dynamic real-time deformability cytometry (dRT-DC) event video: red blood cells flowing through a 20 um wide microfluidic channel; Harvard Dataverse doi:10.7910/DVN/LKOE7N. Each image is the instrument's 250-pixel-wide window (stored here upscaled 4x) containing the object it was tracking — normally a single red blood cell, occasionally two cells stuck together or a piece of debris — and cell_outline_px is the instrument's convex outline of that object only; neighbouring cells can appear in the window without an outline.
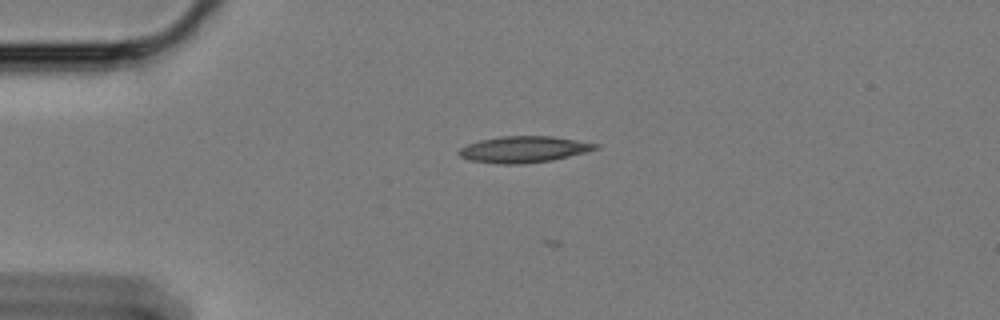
{"species": "Egyptian fruit bat (a non-hibernating species)", "species_latin": "Rousettus aegyptiacus", "temperature_condition": "cold", "stored_images_in_passage": 14, "camera_frame_rate_fps": 3000, "um_per_image_px": 0.085, "animal": {"sex": "female"}, "frame": {"image": 1, "passage_image": 7, "time_ms": 2.0, "image_size_px": [1000, 320], "cell_outline_px": [[600, 148], [588, 152], [552, 160], [520, 164], [504, 164], [468, 160], [460, 156], [456, 152], [460, 148], [468, 144], [480, 140], [504, 136], [552, 136], [600, 144]], "centroid_in_image_um": [44.55, 12.69], "position_along_channel_um": 40.5, "area_um2": 20.98}}
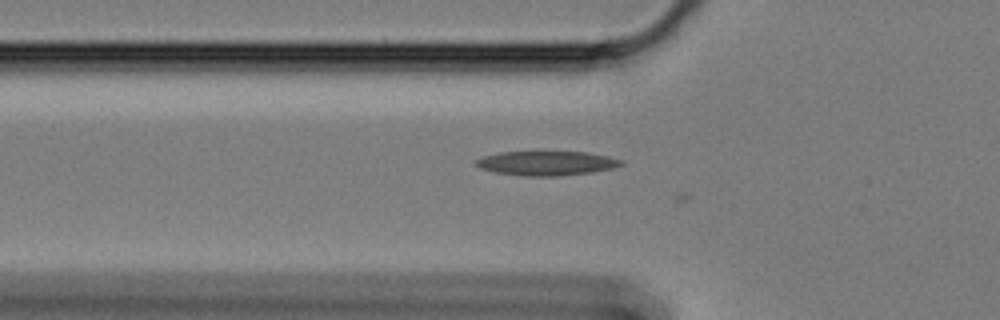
{"frame": {"image": 2, "passage_image": 13, "time_ms": 4.0, "image_size_px": [1000, 320], "cell_outline_px": [[624, 164], [612, 168], [592, 172], [560, 176], [524, 176], [492, 172], [480, 168], [476, 164], [476, 160], [484, 156], [500, 152], [588, 152], [608, 156], [624, 160]], "centroid_in_image_um": [46.48, 13.88], "position_along_channel_um": 79.3, "area_um2": 20.63}}